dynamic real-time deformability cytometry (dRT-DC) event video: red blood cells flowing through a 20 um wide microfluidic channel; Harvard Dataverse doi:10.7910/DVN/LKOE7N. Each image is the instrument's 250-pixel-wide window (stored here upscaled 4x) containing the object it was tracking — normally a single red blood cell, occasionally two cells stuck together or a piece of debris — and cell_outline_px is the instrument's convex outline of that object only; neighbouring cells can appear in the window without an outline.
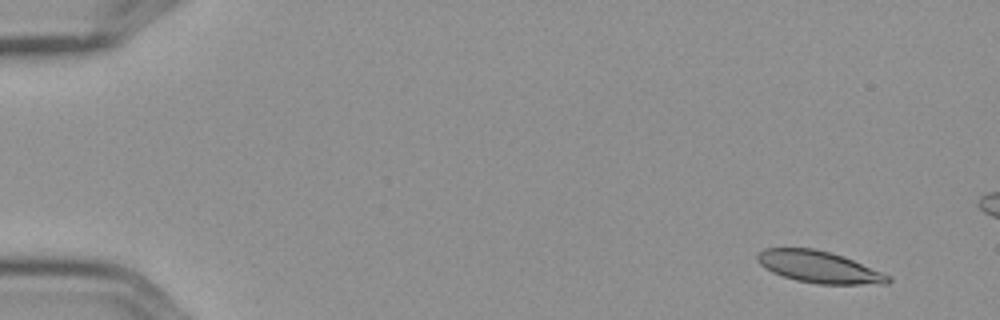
{"species": "Egyptian fruit bat (a non-hibernating species)", "species_latin": "Rousettus aegyptiacus", "temperature_condition": "cold", "stored_images_in_passage": 6, "camera_frame_rate_fps": 3000, "um_per_image_px": 0.085, "frame": {"image": 1, "passage_image": 2, "time_ms": 0.333, "image_size_px": [1000, 320], "cell_outline_px": [[892, 280], [888, 284], [816, 284], [796, 280], [772, 272], [764, 268], [756, 260], [756, 256], [764, 248], [812, 248], [844, 256], [892, 276]], "centroid_in_image_um": [69.64, 22.7], "position_along_channel_um": 15.4, "area_um2": 24.28}}
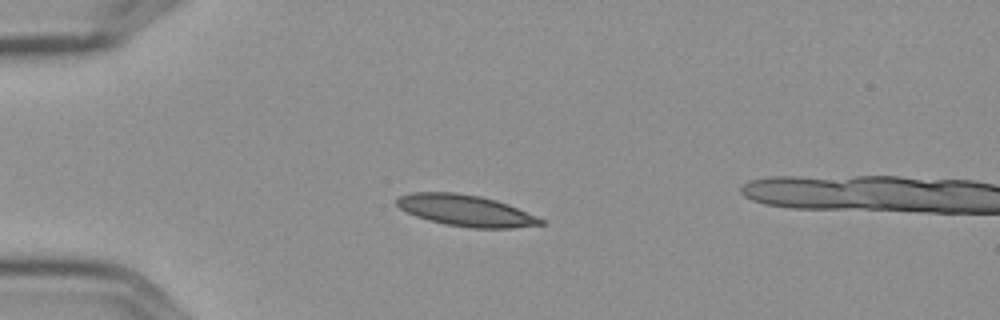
{"frame": {"image": 2, "passage_image": 5, "time_ms": 1.333, "image_size_px": [1000, 320], "cell_outline_px": [[544, 224], [512, 228], [472, 228], [444, 224], [428, 220], [416, 216], [400, 208], [396, 204], [396, 196], [412, 192], [456, 192], [480, 196], [496, 200], [508, 204], [536, 216], [544, 220]], "centroid_in_image_um": [39.56, 17.89], "position_along_channel_um": 45.4, "area_um2": 26.3}}